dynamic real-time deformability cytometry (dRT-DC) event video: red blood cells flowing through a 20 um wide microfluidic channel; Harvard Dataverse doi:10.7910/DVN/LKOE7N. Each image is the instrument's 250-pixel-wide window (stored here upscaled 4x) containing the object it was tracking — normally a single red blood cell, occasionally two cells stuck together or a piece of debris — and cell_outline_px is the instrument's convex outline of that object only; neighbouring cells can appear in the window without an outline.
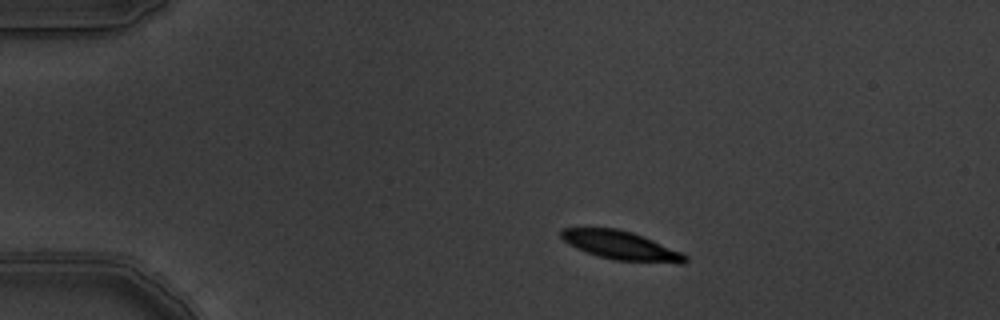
{"species": "common noctule bat (a hibernating species)", "species_latin": "Nyctalus noctula", "temperature_condition": "warm", "stored_images_in_passage": 3, "camera_frame_rate_fps": 3000, "um_per_image_px": 0.085, "animal": {"sex": "male", "body_mass_g": 19.5, "forearm_length_mm": 54.6}, "frame": {"image": 1, "passage_image": 1, "time_ms": 0.0, "image_size_px": [1000, 320], "cell_outline_px": [[688, 260], [684, 264], [680, 264], [612, 260], [576, 248], [568, 244], [560, 236], [560, 228], [616, 228], [632, 232], [652, 240], [680, 252], [688, 256]], "centroid_in_image_um": [52.79, 20.88], "position_along_channel_um": 32.2, "area_um2": 20.69}}